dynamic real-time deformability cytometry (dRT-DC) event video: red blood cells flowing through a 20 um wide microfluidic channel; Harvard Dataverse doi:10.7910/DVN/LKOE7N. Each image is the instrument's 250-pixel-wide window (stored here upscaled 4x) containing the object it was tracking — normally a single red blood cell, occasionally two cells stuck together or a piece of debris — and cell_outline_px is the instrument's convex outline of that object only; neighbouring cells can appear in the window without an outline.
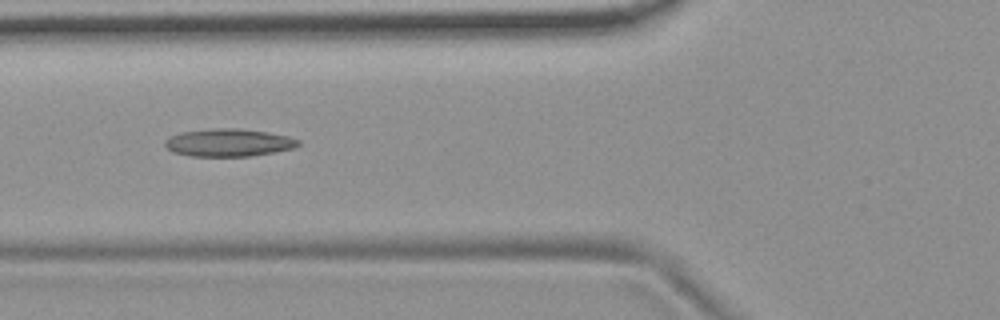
{"species": "common noctule bat (a hibernating species)", "species_latin": "Nyctalus noctula", "temperature_condition": "room temperature", "stored_images_in_passage": 8, "camera_frame_rate_fps": 3000, "um_per_image_px": 0.085, "animal": {"sex": "female", "body_mass_g": 19.9}, "frame": {"image": 1, "passage_image": 6, "time_ms": 1.667, "image_size_px": [1000, 320], "cell_outline_px": [[300, 144], [292, 148], [272, 152], [248, 156], [192, 156], [172, 152], [164, 144], [164, 140], [168, 136], [180, 132], [216, 128], [240, 128], [268, 132], [288, 136], [300, 140]], "centroid_in_image_um": [19.39, 12.11], "position_along_channel_um": 106.4, "area_um2": 21.5}}
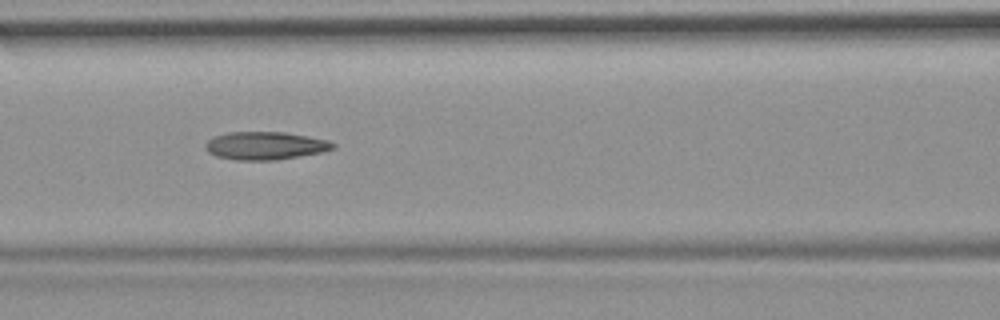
{"frame": {"image": 2, "passage_image": 7, "time_ms": 2.0, "image_size_px": [1000, 320], "cell_outline_px": [[336, 148], [320, 152], [300, 156], [276, 160], [236, 160], [216, 156], [208, 152], [204, 148], [204, 144], [212, 136], [228, 132], [284, 132], [308, 136], [328, 140], [336, 144]], "centroid_in_image_um": [22.52, 12.38], "position_along_channel_um": 144.1, "area_um2": 20.92}}